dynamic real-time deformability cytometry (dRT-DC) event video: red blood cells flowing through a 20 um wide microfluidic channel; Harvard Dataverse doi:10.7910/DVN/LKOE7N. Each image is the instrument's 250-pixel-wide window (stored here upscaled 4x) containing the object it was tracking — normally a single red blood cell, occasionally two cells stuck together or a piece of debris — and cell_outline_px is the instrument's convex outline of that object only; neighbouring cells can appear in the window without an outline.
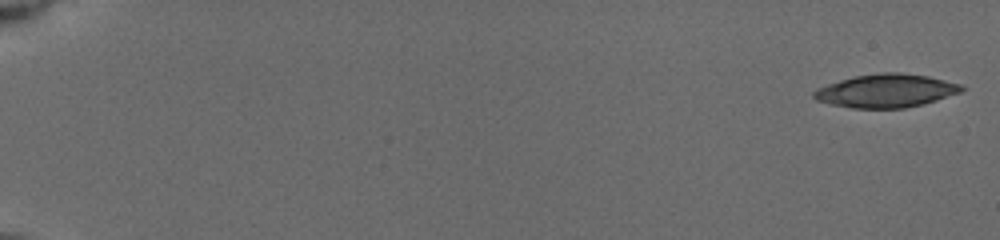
{"species": "common noctule bat (a hibernating species)", "species_latin": "Nyctalus noctula", "temperature_condition": "cold", "stored_images_in_passage": 51, "camera_frame_rate_fps": 3000, "um_per_image_px": 0.085, "animal": {"sex": "female", "body_mass_g": 19.5, "forearm_length_mm": 54.1}, "frame": {"image": 1, "passage_image": 1, "time_ms": 0.0, "image_size_px": [1000, 240], "cell_outline_px": [[968, 88], [960, 92], [924, 104], [904, 108], [852, 108], [832, 104], [816, 100], [812, 96], [812, 92], [816, 88], [840, 80], [856, 76], [880, 72], [896, 72], [928, 76], [960, 84]], "centroid_in_image_um": [75.31, 7.71], "position_along_channel_um": 9.7, "area_um2": 28.61}}
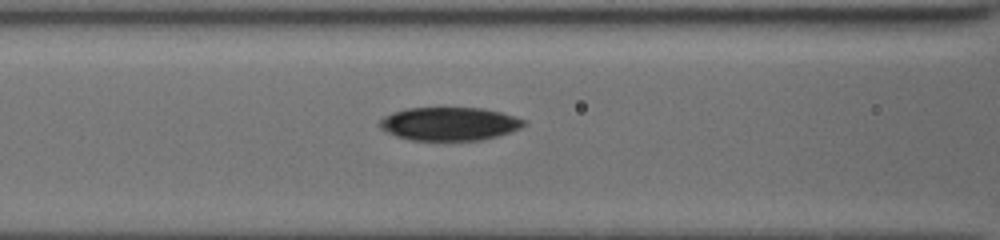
{"frame": {"image": 2, "passage_image": 24, "time_ms": 8.0, "image_size_px": [1000, 240], "cell_outline_px": [[524, 124], [520, 128], [512, 132], [484, 140], [408, 140], [396, 136], [380, 128], [376, 124], [384, 116], [392, 112], [408, 108], [484, 108], [500, 112], [524, 120]], "centroid_in_image_um": [38.16, 10.53], "position_along_channel_um": 128.4, "area_um2": 28.03}}
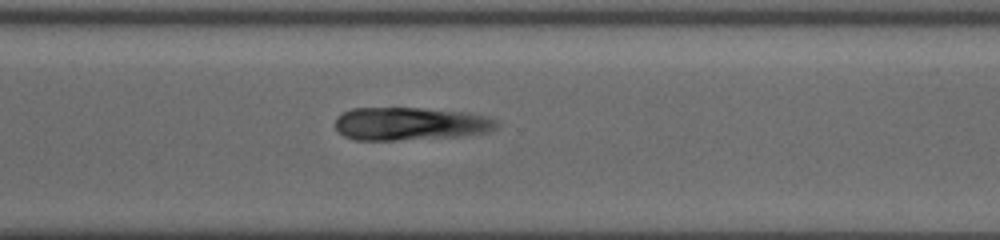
{"frame": {"image": 3, "passage_image": 40, "time_ms": 13.333, "image_size_px": [1000, 240], "cell_outline_px": [[500, 124], [496, 128], [484, 132], [460, 136], [392, 140], [352, 140], [344, 136], [336, 128], [336, 120], [344, 112], [352, 108], [420, 108], [464, 112], [488, 116], [496, 120]], "centroid_in_image_um": [34.87, 10.52], "position_along_channel_um": 335.7, "area_um2": 30.81}}